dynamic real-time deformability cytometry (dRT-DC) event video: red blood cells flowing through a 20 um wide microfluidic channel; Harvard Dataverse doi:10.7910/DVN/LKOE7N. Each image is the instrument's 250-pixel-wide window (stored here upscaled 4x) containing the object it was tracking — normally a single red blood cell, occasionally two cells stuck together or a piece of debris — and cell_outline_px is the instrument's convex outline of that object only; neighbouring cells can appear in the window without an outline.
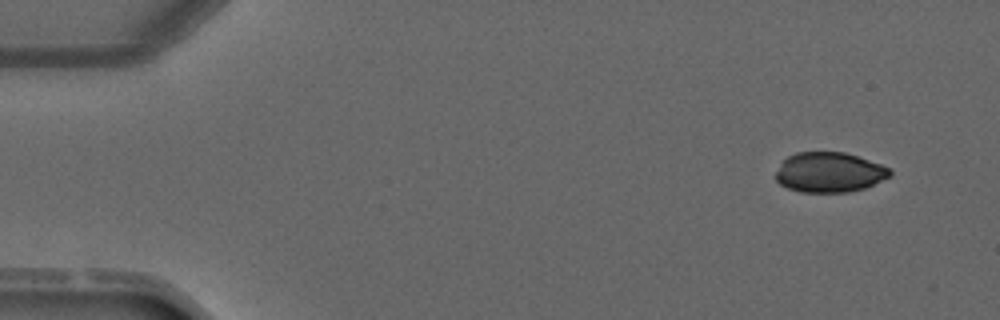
{"species": "common noctule bat (a hibernating species)", "species_latin": "Nyctalus noctula", "temperature_condition": "warm", "stored_images_in_passage": 4, "camera_frame_rate_fps": 3000, "um_per_image_px": 0.085, "animal": {"sex": "male", "forearm_length_mm": 52.5}, "frame": {"image": 1, "passage_image": 1, "time_ms": 0.0, "image_size_px": [1000, 320], "cell_outline_px": [[892, 176], [864, 188], [848, 192], [800, 192], [788, 188], [780, 184], [776, 180], [776, 172], [780, 164], [788, 156], [796, 152], [844, 152], [892, 168]], "centroid_in_image_um": [70.5, 14.65], "position_along_channel_um": 14.5, "area_um2": 26.65}}
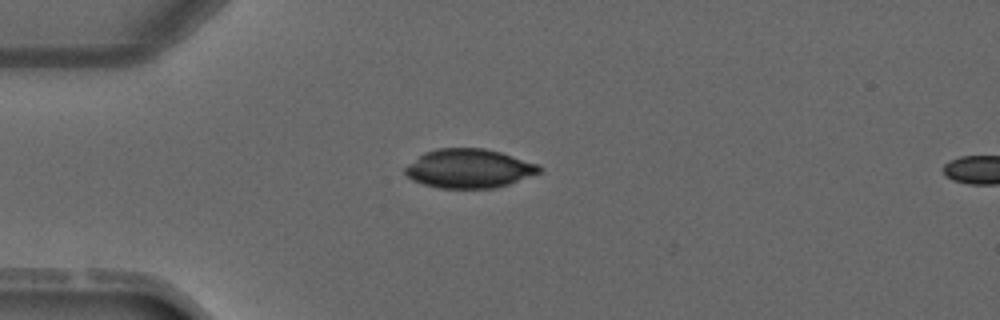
{"frame": {"image": 2, "passage_image": 3, "time_ms": 2.667, "image_size_px": [1000, 320], "cell_outline_px": [[544, 168], [540, 172], [508, 184], [496, 188], [440, 188], [424, 184], [412, 180], [404, 172], [404, 168], [424, 152], [436, 148], [484, 148], [500, 152], [540, 164]], "centroid_in_image_um": [39.88, 14.32], "position_along_channel_um": 45.1, "area_um2": 30.46}}